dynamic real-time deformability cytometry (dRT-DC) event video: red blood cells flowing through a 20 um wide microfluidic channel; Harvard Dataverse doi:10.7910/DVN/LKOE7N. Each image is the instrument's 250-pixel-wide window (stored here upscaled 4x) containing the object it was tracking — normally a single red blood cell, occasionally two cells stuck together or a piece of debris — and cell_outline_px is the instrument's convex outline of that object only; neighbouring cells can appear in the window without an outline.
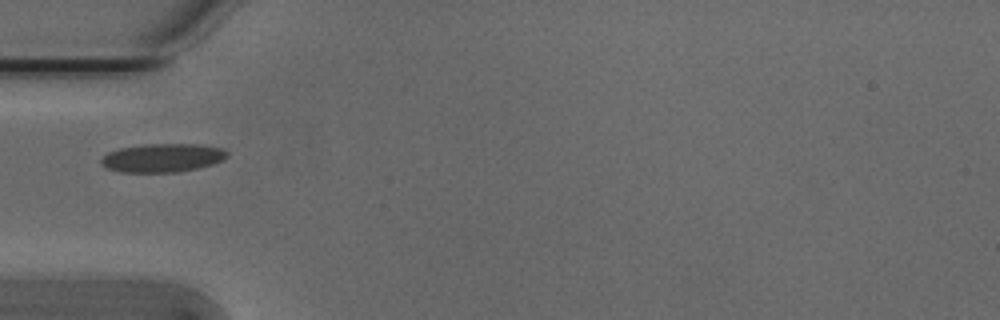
{"species": "Egyptian fruit bat (a non-hibernating species)", "species_latin": "Rousettus aegyptiacus", "temperature_condition": "cold", "stored_images_in_passage": 14, "camera_frame_rate_fps": 3000, "um_per_image_px": 0.085, "animal": {"sex": "male"}, "frame": {"image": 1, "passage_image": 1, "time_ms": 0.0, "image_size_px": [1000, 320], "cell_outline_px": [[228, 156], [224, 160], [212, 164], [180, 172], [120, 172], [108, 168], [100, 164], [100, 160], [108, 152], [120, 148], [148, 144], [196, 144], [224, 148], [228, 152]], "centroid_in_image_um": [13.84, 13.41], "position_along_channel_um": 71.2, "area_um2": 20.98}}
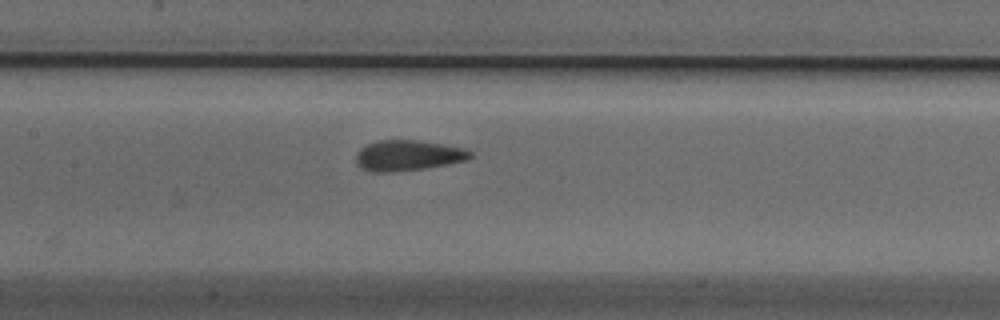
{"frame": {"image": 2, "passage_image": 9, "time_ms": 2.667, "image_size_px": [1000, 320], "cell_outline_px": [[472, 156], [468, 160], [448, 164], [424, 168], [396, 172], [372, 172], [364, 168], [356, 160], [356, 152], [360, 148], [368, 144], [380, 140], [416, 140], [464, 148], [472, 152]], "centroid_in_image_um": [34.69, 13.21], "position_along_channel_um": 172.7, "area_um2": 20.17}}
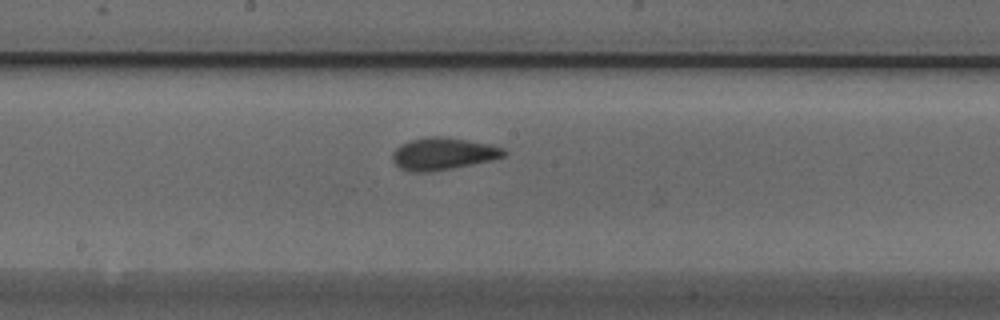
{"frame": {"image": 3, "passage_image": 12, "time_ms": 3.667, "image_size_px": [1000, 320], "cell_outline_px": [[508, 152], [504, 156], [492, 160], [452, 168], [428, 172], [412, 172], [400, 168], [392, 160], [392, 152], [400, 144], [408, 140], [428, 136], [444, 136], [492, 144], [504, 148]], "centroid_in_image_um": [37.66, 13.05], "position_along_channel_um": 210.5, "area_um2": 21.15}}